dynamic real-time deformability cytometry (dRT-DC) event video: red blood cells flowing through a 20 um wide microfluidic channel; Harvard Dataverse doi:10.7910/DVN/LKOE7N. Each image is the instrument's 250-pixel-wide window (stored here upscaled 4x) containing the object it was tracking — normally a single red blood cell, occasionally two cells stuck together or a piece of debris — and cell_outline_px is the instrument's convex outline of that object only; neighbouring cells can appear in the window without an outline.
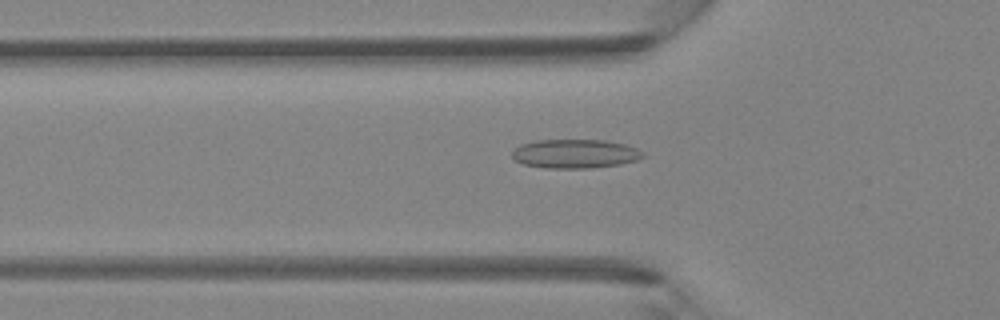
{"species": "Egyptian fruit bat (a non-hibernating species)", "species_latin": "Rousettus aegyptiacus", "temperature_condition": "room temperature", "stored_images_in_passage": 47, "camera_frame_rate_fps": 3000, "um_per_image_px": 0.085, "animal": {"sex": "female"}, "frame": {"image": 1, "passage_image": 16, "time_ms": 5.0, "image_size_px": [1000, 320], "cell_outline_px": [[644, 156], [636, 160], [620, 164], [592, 168], [544, 168], [524, 164], [516, 160], [512, 156], [512, 152], [520, 144], [532, 140], [604, 140], [624, 144], [636, 148], [644, 152]], "centroid_in_image_um": [48.87, 13.06], "position_along_channel_um": 76.9, "area_um2": 22.08}}
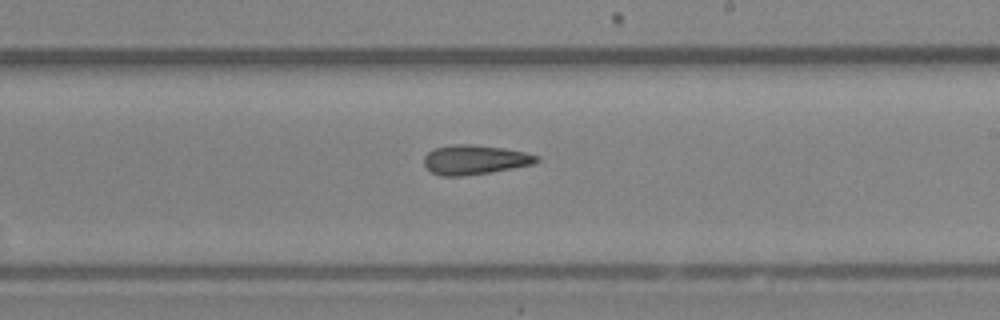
{"frame": {"image": 2, "passage_image": 28, "time_ms": 9.0, "image_size_px": [1000, 320], "cell_outline_px": [[540, 160], [532, 164], [492, 172], [460, 176], [440, 176], [432, 172], [424, 164], [424, 156], [432, 148], [452, 144], [472, 144], [504, 148], [524, 152], [540, 156]], "centroid_in_image_um": [40.34, 13.57], "position_along_channel_um": 248.7, "area_um2": 19.42}}
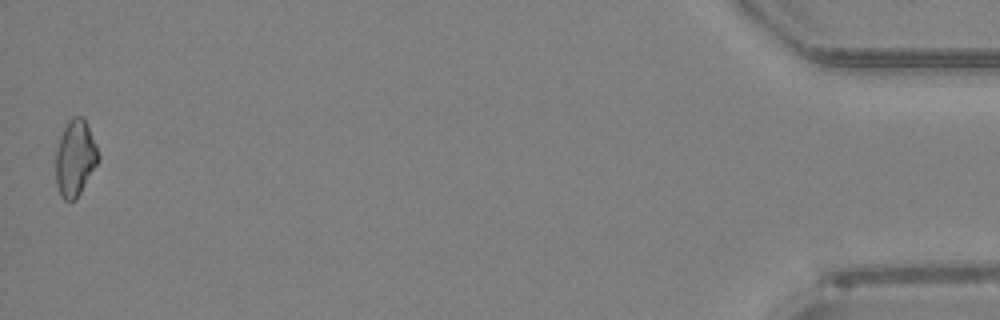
{"frame": {"image": 3, "passage_image": 47, "time_ms": 15.333, "image_size_px": [1000, 320], "cell_outline_px": [[100, 160], [76, 200], [64, 200], [60, 196], [56, 184], [56, 152], [60, 136], [68, 120], [72, 116], [84, 116], [96, 144], [100, 156]], "centroid_in_image_um": [6.4, 13.43], "position_along_channel_um": 428.8, "area_um2": 19.13}, "authors_computed_cell_mechanics": {"area_um2": 19.3052, "velocity_mm_per_s": 4.3031, "shape_relaxation_time_tau1_ms": null, "shape_relaxation_time_tau2_ms": 9.1218, "deformation_change_tau1": null, "deformation_change_tau2": 0.2192}}